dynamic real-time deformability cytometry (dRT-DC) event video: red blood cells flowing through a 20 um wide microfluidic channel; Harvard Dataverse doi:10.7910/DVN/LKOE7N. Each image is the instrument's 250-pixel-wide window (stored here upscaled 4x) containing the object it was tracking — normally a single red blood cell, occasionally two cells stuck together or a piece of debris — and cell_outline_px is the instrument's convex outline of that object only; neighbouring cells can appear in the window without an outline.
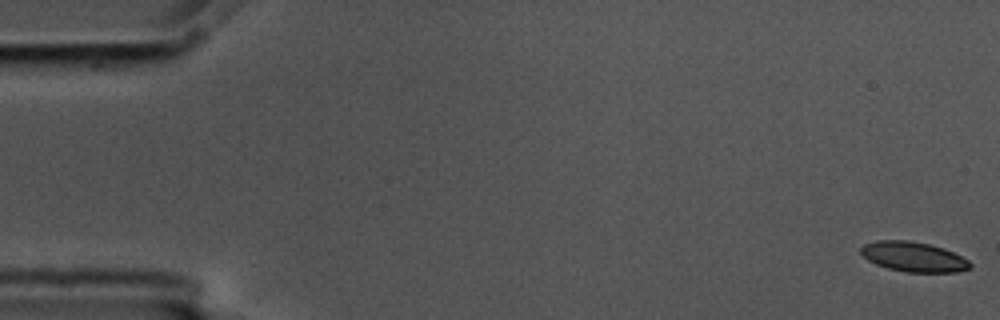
{"species": "common noctule bat (a hibernating species)", "species_latin": "Nyctalus noctula", "temperature_condition": "cold", "stored_images_in_passage": 57, "camera_frame_rate_fps": 3000, "um_per_image_px": 0.085, "animal": {"sex": "male", "body_mass_g": 17.5, "forearm_length_mm": 52.3}, "frame": {"image": 1, "passage_image": 1, "time_ms": 0.0, "image_size_px": [1000, 320], "cell_outline_px": [[972, 264], [968, 268], [956, 272], [904, 272], [888, 268], [876, 264], [868, 260], [860, 252], [860, 248], [864, 244], [876, 240], [908, 240], [928, 244], [944, 248], [968, 260]], "centroid_in_image_um": [77.62, 21.82], "position_along_channel_um": 7.4, "area_um2": 18.9}}
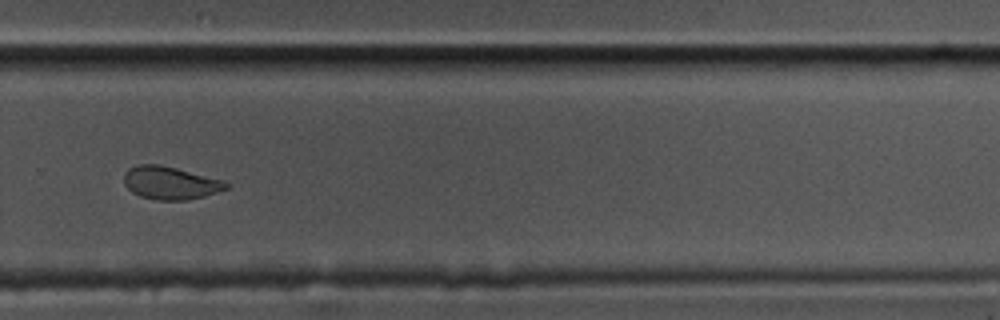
{"frame": {"image": 2, "passage_image": 39, "time_ms": 12.667, "image_size_px": [1000, 320], "cell_outline_px": [[228, 188], [204, 196], [188, 200], [156, 200], [140, 196], [132, 192], [124, 184], [124, 172], [128, 168], [140, 164], [160, 164], [224, 180], [228, 184]], "centroid_in_image_um": [14.45, 15.54], "position_along_channel_um": 315.3, "area_um2": 19.59}}
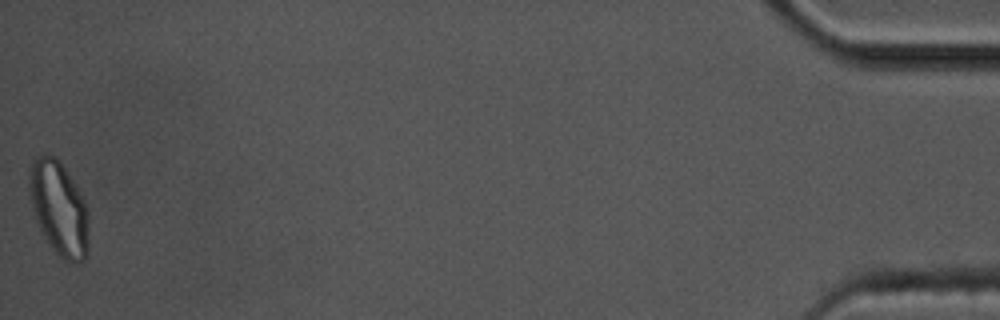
{"frame": {"image": 3, "passage_image": 57, "time_ms": 18.667, "image_size_px": [1000, 320], "cell_outline_px": [[88, 252], [84, 260], [80, 264], [72, 264], [64, 260], [56, 252], [44, 236], [36, 220], [28, 192], [28, 176], [32, 160], [36, 156], [44, 152], [48, 152], [56, 156], [80, 192], [84, 200], [88, 212]], "centroid_in_image_um": [5.0, 17.69], "position_along_channel_um": 430.2, "area_um2": 33.0}, "authors_computed_cell_mechanics": {"area_um2": 20.3456, "velocity_mm_per_s": 3.5428, "shape_relaxation_time_tau1_ms": 5.7078, "shape_relaxation_time_tau2_ms": 2.3393, "deformation_change_tau1": 0.1312, "deformation_change_tau2": 0.0713}}